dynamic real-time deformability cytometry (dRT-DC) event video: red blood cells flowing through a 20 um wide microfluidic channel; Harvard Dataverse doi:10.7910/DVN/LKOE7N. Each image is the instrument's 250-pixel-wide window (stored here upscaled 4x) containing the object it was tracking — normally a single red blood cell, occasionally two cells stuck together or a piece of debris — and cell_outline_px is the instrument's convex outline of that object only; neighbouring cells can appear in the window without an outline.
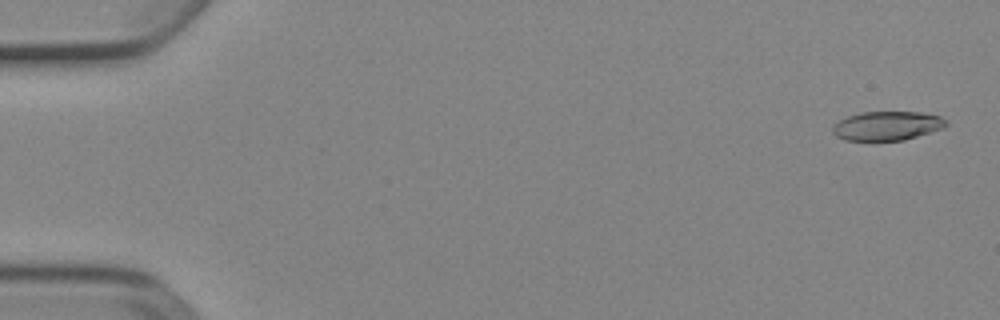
{"species": "Egyptian fruit bat (a non-hibernating species)", "species_latin": "Rousettus aegyptiacus", "temperature_condition": "cold", "stored_images_in_passage": 52, "camera_frame_rate_fps": 3000, "um_per_image_px": 0.085, "animal": {"sex": "female"}, "frame": {"image": 1, "passage_image": 2, "time_ms": 0.333, "image_size_px": [1000, 320], "cell_outline_px": [[948, 124], [944, 128], [904, 140], [844, 140], [836, 136], [832, 132], [832, 124], [848, 116], [860, 112], [920, 112], [940, 116], [948, 120]], "centroid_in_image_um": [75.41, 10.69], "position_along_channel_um": 9.6, "area_um2": 19.31}}
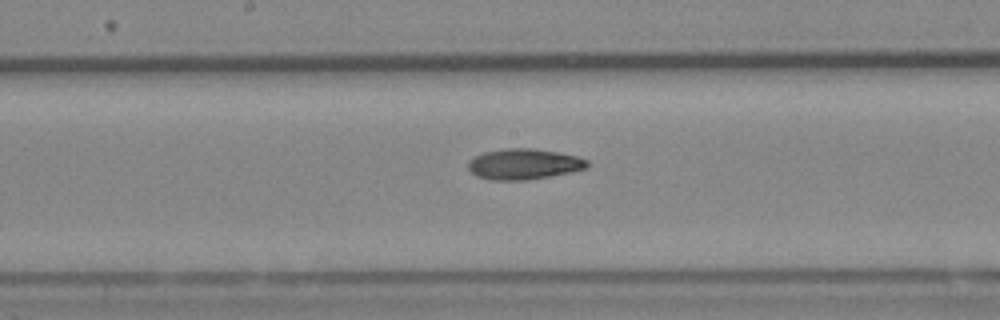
{"frame": {"image": 2, "passage_image": 28, "time_ms": 9.0, "image_size_px": [1000, 320], "cell_outline_px": [[588, 168], [528, 180], [492, 180], [476, 176], [468, 168], [468, 160], [484, 152], [508, 148], [532, 148], [556, 152], [576, 156], [588, 160]], "centroid_in_image_um": [44.5, 13.95], "position_along_channel_um": 203.7, "area_um2": 21.1}}
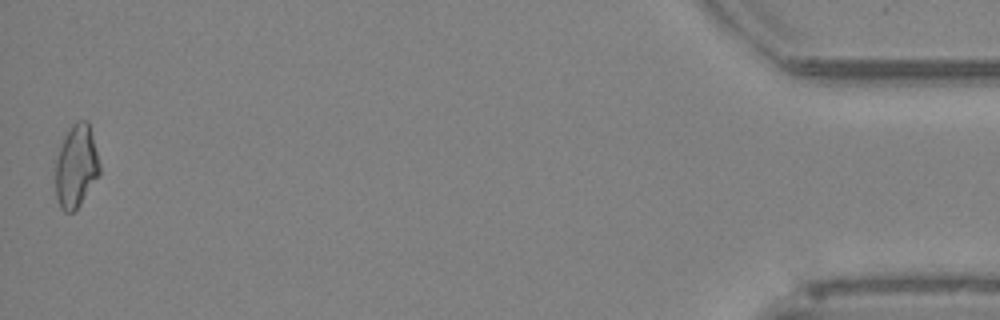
{"frame": {"image": 3, "passage_image": 52, "time_ms": 17.0, "image_size_px": [1000, 320], "cell_outline_px": [[100, 172], [80, 204], [72, 212], [64, 212], [60, 208], [56, 196], [56, 160], [64, 136], [68, 128], [76, 120], [88, 120], [100, 164]], "centroid_in_image_um": [6.47, 14.1], "position_along_channel_um": 428.7, "area_um2": 21.1}, "authors_computed_cell_mechanics": {"area_um2": 20.6346, "velocity_mm_per_s": 3.9176, "shape_relaxation_time_tau1_ms": null, "shape_relaxation_time_tau2_ms": 10.1626, "deformation_change_tau1": null, "deformation_change_tau2": 0.2012}}